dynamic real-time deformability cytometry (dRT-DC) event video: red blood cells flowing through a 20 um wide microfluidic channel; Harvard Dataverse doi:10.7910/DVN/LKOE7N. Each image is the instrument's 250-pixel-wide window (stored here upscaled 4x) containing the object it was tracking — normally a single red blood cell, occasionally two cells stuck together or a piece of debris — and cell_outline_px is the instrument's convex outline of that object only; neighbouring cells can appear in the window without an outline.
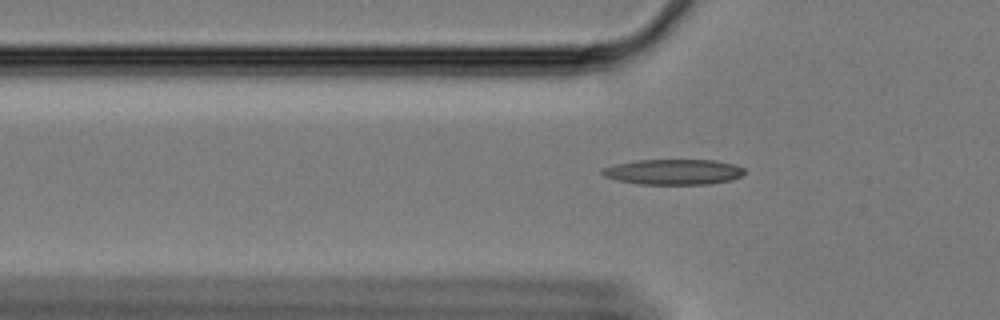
{"species": "Egyptian fruit bat (a non-hibernating species)", "species_latin": "Rousettus aegyptiacus", "temperature_condition": "cold", "stored_images_in_passage": 57, "camera_frame_rate_fps": 3000, "um_per_image_px": 0.085, "animal": {"sex": "female"}, "frame": {"image": 1, "passage_image": 18, "time_ms": 5.667, "image_size_px": [1000, 320], "cell_outline_px": [[744, 172], [740, 176], [732, 180], [708, 184], [640, 184], [616, 180], [604, 176], [600, 172], [604, 168], [616, 164], [636, 160], [716, 160], [732, 164], [744, 168]], "centroid_in_image_um": [57.24, 14.61], "position_along_channel_um": 68.6, "area_um2": 20.98}}
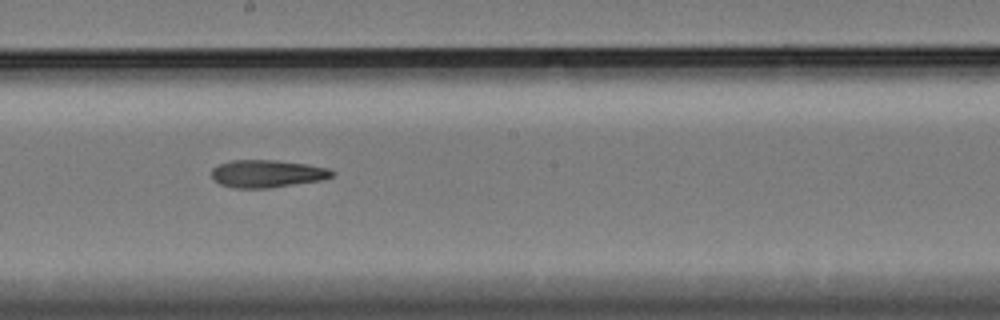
{"frame": {"image": 2, "passage_image": 32, "time_ms": 10.333, "image_size_px": [1000, 320], "cell_outline_px": [[336, 172], [332, 176], [324, 180], [268, 188], [232, 188], [220, 184], [212, 176], [212, 168], [220, 164], [232, 160], [276, 160], [308, 164], [328, 168]], "centroid_in_image_um": [22.74, 14.76], "position_along_channel_um": 225.5, "area_um2": 19.42}}
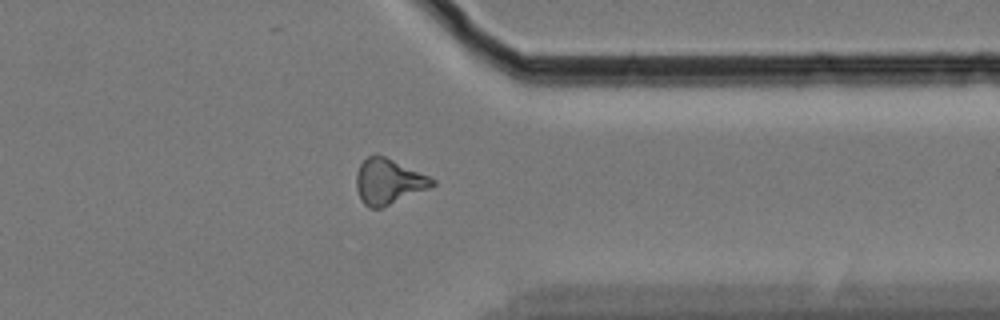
{"frame": {"image": 3, "passage_image": 46, "time_ms": 15.0, "image_size_px": [1000, 320], "cell_outline_px": [[436, 184], [428, 188], [380, 208], [368, 208], [360, 200], [356, 188], [356, 172], [360, 164], [368, 156], [376, 152], [428, 176], [436, 180]], "centroid_in_image_um": [32.97, 15.41], "position_along_channel_um": 378.4, "area_um2": 19.94}}